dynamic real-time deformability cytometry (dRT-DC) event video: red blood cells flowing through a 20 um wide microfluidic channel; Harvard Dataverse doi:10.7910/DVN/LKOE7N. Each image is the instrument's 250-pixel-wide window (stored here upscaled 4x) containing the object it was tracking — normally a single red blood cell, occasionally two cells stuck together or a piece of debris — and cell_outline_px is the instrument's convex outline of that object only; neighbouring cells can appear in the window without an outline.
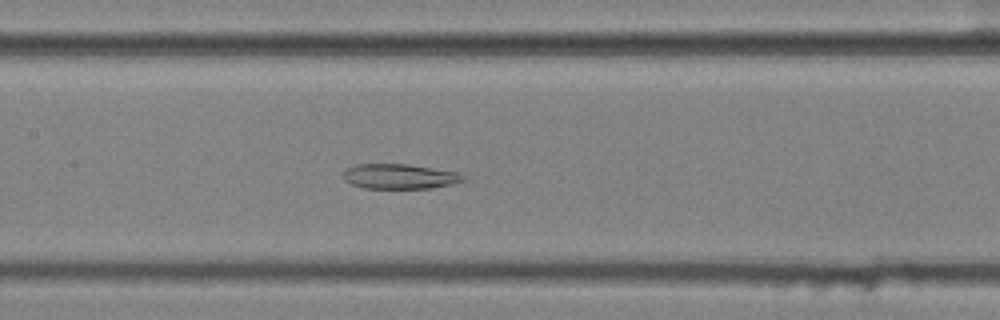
{"species": "common noctule bat (a hibernating species)", "species_latin": "Nyctalus noctula", "temperature_condition": "cold", "stored_images_in_passage": 40, "camera_frame_rate_fps": 3000, "um_per_image_px": 0.085, "animal": {"sex": "female", "body_mass_g": 25.1}, "frame": {"image": 1, "passage_image": 11, "time_ms": 3.333, "image_size_px": [1000, 320], "cell_outline_px": [[468, 180], [452, 184], [432, 188], [364, 188], [352, 184], [344, 180], [340, 176], [348, 168], [356, 164], [408, 164], [456, 172], [464, 176]], "centroid_in_image_um": [33.96, 15.0], "position_along_channel_um": 173.4, "area_um2": 17.46}}
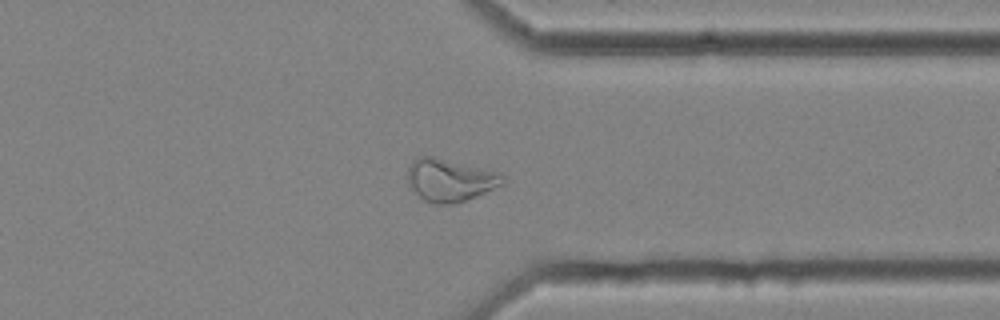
{"frame": {"image": 2, "passage_image": 28, "time_ms": 9.0, "image_size_px": [1000, 320], "cell_outline_px": [[508, 176], [504, 184], [468, 200], [452, 204], [436, 204], [424, 200], [408, 188], [408, 168], [412, 160], [420, 156], [432, 156], [504, 172]], "centroid_in_image_um": [38.3, 15.3], "position_along_channel_um": 373.1, "area_um2": 24.28}}
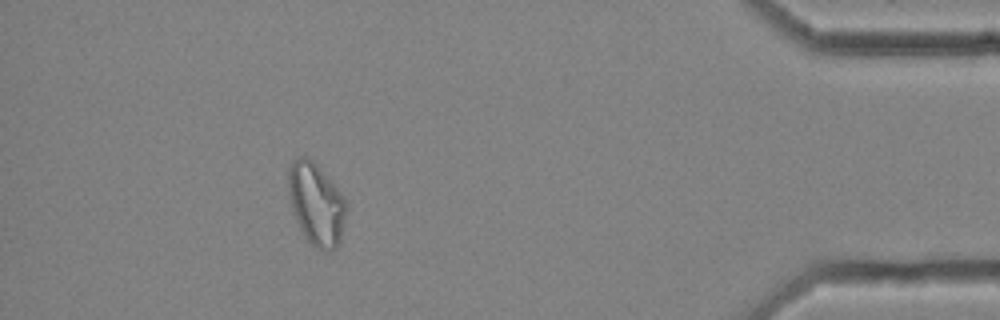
{"frame": {"image": 3, "passage_image": 35, "time_ms": 11.333, "image_size_px": [1000, 320], "cell_outline_px": [[348, 208], [340, 244], [336, 248], [328, 252], [316, 248], [304, 236], [292, 212], [288, 192], [288, 168], [292, 160], [300, 156], [304, 156], [312, 160], [320, 168], [344, 196]], "centroid_in_image_um": [26.89, 17.36], "position_along_channel_um": 408.3, "area_um2": 28.15}, "authors_computed_cell_mechanics": {"area_um2": 20.519, "velocity_mm_per_s": 3.5352, "shape_relaxation_time_tau1_ms": null, "shape_relaxation_time_tau2_ms": 10.3907, "deformation_change_tau1": null, "deformation_change_tau2": 0.1804}}